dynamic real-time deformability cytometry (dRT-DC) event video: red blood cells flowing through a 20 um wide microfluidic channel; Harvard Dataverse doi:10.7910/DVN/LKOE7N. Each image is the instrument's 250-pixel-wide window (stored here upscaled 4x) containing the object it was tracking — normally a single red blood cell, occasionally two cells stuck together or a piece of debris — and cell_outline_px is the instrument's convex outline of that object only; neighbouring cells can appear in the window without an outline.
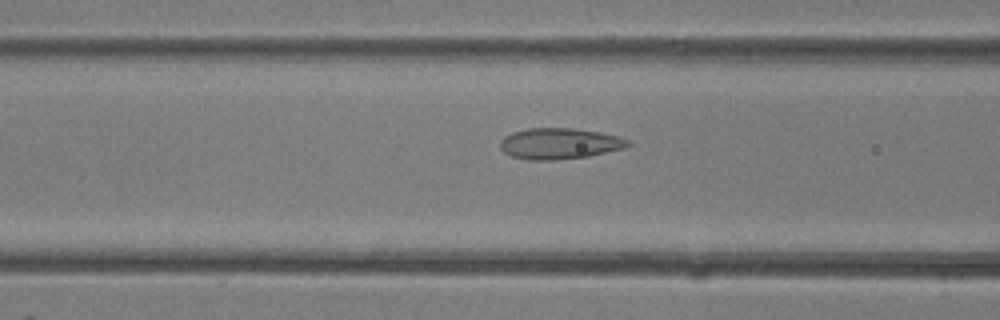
{"species": "common noctule bat (a hibernating species)", "species_latin": "Nyctalus noctula", "temperature_condition": "room temperature", "stored_images_in_passage": 8, "camera_frame_rate_fps": 3000, "um_per_image_px": 0.085, "animal": {"sex": "female"}, "frame": {"image": 1, "passage_image": 7, "time_ms": 2.0, "image_size_px": [1000, 320], "cell_outline_px": [[632, 144], [624, 148], [588, 156], [556, 160], [528, 160], [512, 156], [504, 152], [500, 148], [500, 140], [504, 136], [512, 132], [528, 128], [576, 128], [600, 132], [616, 136], [628, 140]], "centroid_in_image_um": [47.53, 12.2], "position_along_channel_um": 119.1, "area_um2": 23.12}}